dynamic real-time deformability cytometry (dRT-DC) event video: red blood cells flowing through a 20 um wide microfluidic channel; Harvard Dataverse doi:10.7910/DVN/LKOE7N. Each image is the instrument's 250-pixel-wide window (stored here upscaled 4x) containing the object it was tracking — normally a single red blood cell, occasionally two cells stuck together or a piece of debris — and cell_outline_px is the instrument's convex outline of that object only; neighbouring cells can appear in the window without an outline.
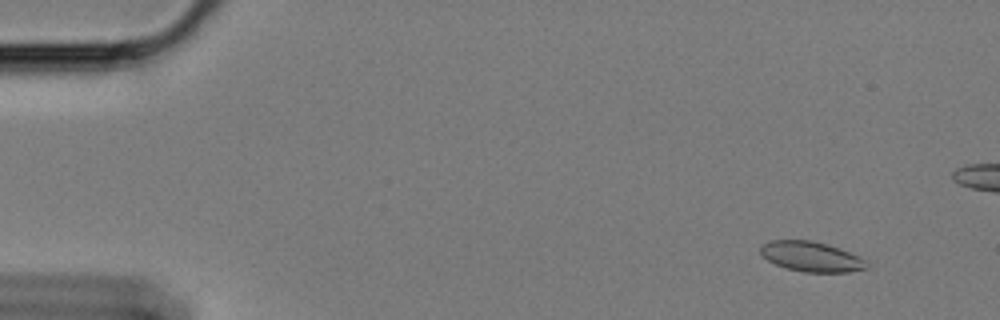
{"species": "Egyptian fruit bat (a non-hibernating species)", "species_latin": "Rousettus aegyptiacus", "temperature_condition": "cold", "stored_images_in_passage": 60, "camera_frame_rate_fps": 3000, "um_per_image_px": 0.085, "animal": {"sex": "female"}, "frame": {"image": 1, "passage_image": 5, "time_ms": 1.333, "image_size_px": [1000, 320], "cell_outline_px": [[868, 268], [848, 272], [804, 272], [788, 268], [776, 264], [768, 260], [760, 252], [760, 248], [764, 244], [772, 240], [812, 240], [860, 256], [868, 264]], "centroid_in_image_um": [68.97, 21.82], "position_along_channel_um": 16.0, "area_um2": 18.21}}
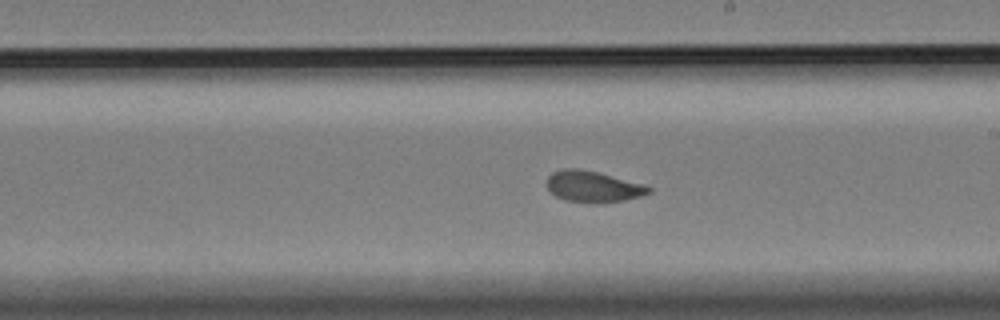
{"frame": {"image": 2, "passage_image": 34, "time_ms": 11.0, "image_size_px": [1000, 320], "cell_outline_px": [[652, 192], [640, 196], [624, 200], [600, 204], [592, 204], [564, 200], [556, 196], [548, 188], [548, 176], [552, 172], [564, 168], [576, 168], [596, 172], [644, 184], [652, 188]], "centroid_in_image_um": [50.42, 15.88], "position_along_channel_um": 238.6, "area_um2": 18.55}}
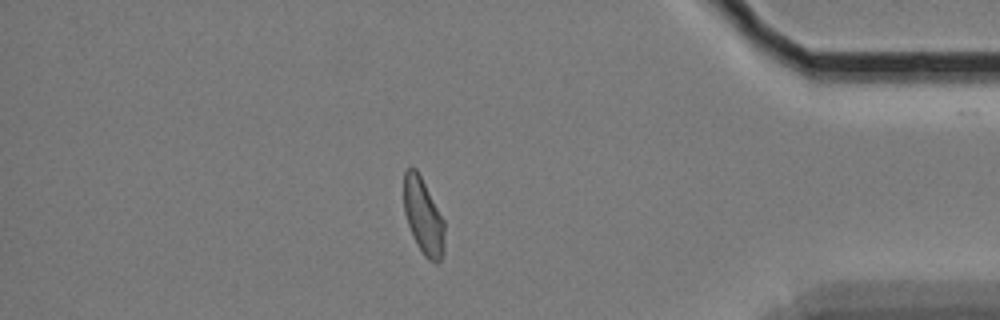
{"frame": {"image": 3, "passage_image": 51, "time_ms": 16.667, "image_size_px": [1000, 320], "cell_outline_px": [[444, 252], [440, 260], [436, 264], [428, 260], [424, 256], [416, 244], [412, 236], [404, 212], [404, 172], [408, 168], [416, 168], [444, 220]], "centroid_in_image_um": [35.98, 18.44], "position_along_channel_um": 399.2, "area_um2": 18.03}, "authors_computed_cell_mechanics": {"area_um2": 18.6983, "velocity_mm_per_s": 3.3865, "shape_relaxation_time_tau1_ms": 4.5131, "shape_relaxation_time_tau2_ms": 1.3365, "deformation_change_tau1": 0.1121, "deformation_change_tau2": 0.0522}}